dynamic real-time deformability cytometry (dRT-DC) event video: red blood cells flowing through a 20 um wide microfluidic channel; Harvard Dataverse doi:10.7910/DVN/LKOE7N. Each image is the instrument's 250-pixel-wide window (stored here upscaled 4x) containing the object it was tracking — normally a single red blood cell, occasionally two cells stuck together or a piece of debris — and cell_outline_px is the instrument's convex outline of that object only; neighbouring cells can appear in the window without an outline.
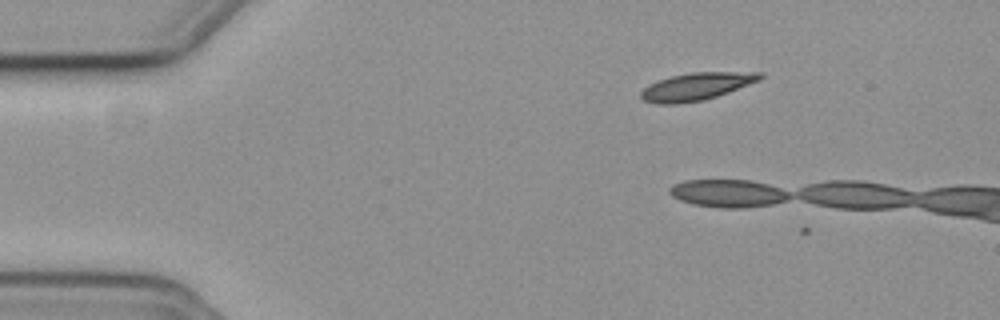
{"species": "common noctule bat (a hibernating species)", "species_latin": "Nyctalus noctula", "temperature_condition": "cold", "stored_images_in_passage": 4, "camera_frame_rate_fps": 3000, "um_per_image_px": 0.085, "animal": {"sex": "female", "body_mass_g": 19.3, "forearm_length_mm": 54.1}, "frame": {"image": 1, "passage_image": 3, "time_ms": 0.667, "image_size_px": [1000, 320], "cell_outline_px": [[764, 76], [760, 80], [728, 92], [704, 100], [676, 104], [656, 104], [644, 100], [640, 96], [640, 92], [648, 84], [672, 76], [692, 72], [764, 72]], "centroid_in_image_um": [59.2, 7.35], "position_along_channel_um": 25.8, "area_um2": 19.02}}